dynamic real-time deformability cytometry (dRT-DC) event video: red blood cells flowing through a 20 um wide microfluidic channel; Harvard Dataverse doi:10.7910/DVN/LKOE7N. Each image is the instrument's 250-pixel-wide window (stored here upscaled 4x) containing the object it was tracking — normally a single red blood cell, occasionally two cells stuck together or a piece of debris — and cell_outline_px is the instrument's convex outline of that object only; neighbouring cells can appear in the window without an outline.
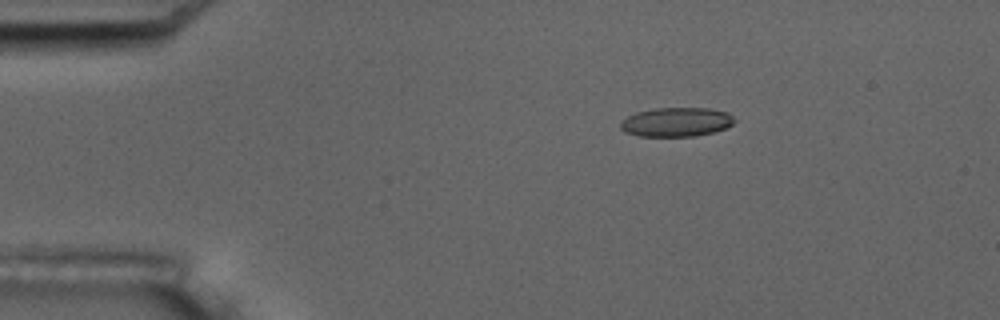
{"species": "common noctule bat (a hibernating species)", "species_latin": "Nyctalus noctula", "temperature_condition": "room temperature", "stored_images_in_passage": 5, "camera_frame_rate_fps": 3000, "um_per_image_px": 0.085, "animal": {"sex": "male", "body_mass_g": 17.5, "forearm_length_mm": 52.3}, "frame": {"image": 1, "passage_image": 3, "time_ms": 2.333, "image_size_px": [1000, 320], "cell_outline_px": [[736, 120], [732, 124], [724, 128], [712, 132], [692, 136], [640, 136], [624, 132], [620, 128], [620, 120], [636, 112], [656, 108], [708, 108], [728, 112]], "centroid_in_image_um": [57.45, 10.36], "position_along_channel_um": 27.5, "area_um2": 19.31}}